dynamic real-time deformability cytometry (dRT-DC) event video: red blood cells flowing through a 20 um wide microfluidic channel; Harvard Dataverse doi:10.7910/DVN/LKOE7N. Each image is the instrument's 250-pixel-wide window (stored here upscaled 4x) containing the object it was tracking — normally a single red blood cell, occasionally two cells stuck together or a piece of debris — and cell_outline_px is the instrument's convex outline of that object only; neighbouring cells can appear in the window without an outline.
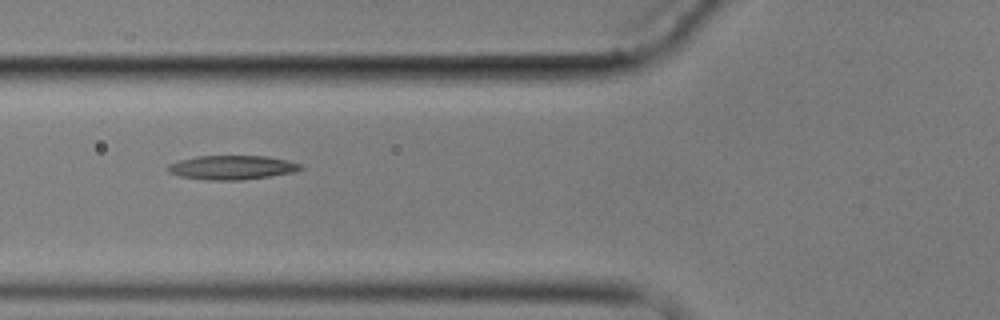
{"species": "common noctule bat (a hibernating species)", "species_latin": "Nyctalus noctula", "temperature_condition": "cold", "stored_images_in_passage": 14, "camera_frame_rate_fps": 3000, "um_per_image_px": 0.085, "animal": {"sex": "male", "body_mass_g": 17.9}, "frame": {"image": 1, "passage_image": 5, "time_ms": 5.667, "image_size_px": [1000, 320], "cell_outline_px": [[304, 168], [292, 172], [268, 176], [240, 180], [212, 180], [180, 176], [172, 172], [168, 168], [168, 164], [180, 160], [196, 156], [268, 156], [288, 160], [300, 164]], "centroid_in_image_um": [19.75, 14.22], "position_along_channel_um": 106.1, "area_um2": 18.32}}
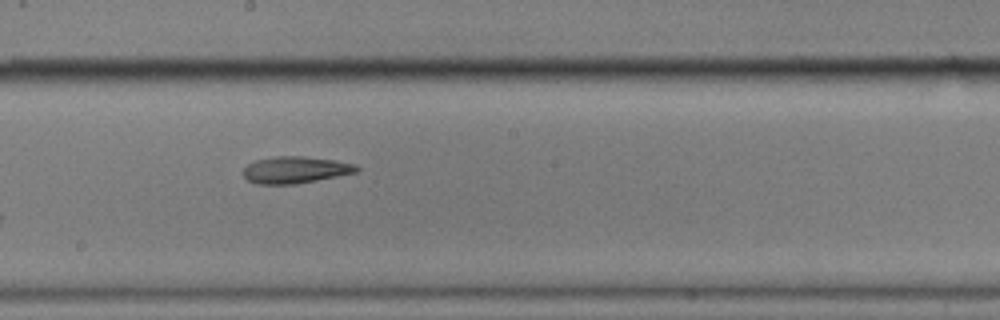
{"frame": {"image": 2, "passage_image": 8, "time_ms": 9.0, "image_size_px": [1000, 320], "cell_outline_px": [[360, 168], [356, 172], [296, 184], [256, 184], [248, 180], [244, 176], [244, 168], [248, 164], [256, 160], [276, 156], [304, 156], [336, 160], [356, 164]], "centroid_in_image_um": [25.11, 14.43], "position_along_channel_um": 223.1, "area_um2": 17.63}}
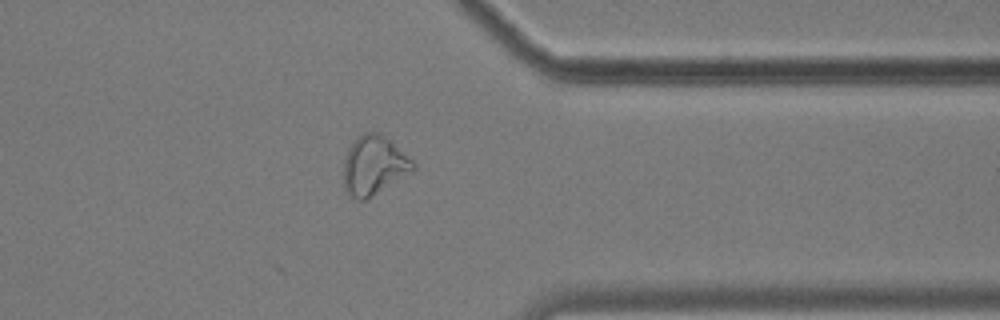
{"frame": {"image": 3, "passage_image": 12, "time_ms": 13.667, "image_size_px": [1000, 320], "cell_outline_px": [[416, 168], [412, 172], [368, 200], [356, 200], [344, 188], [344, 156], [352, 140], [364, 132], [376, 132], [384, 136], [412, 160], [416, 164]], "centroid_in_image_um": [31.77, 14.08], "position_along_channel_um": 379.6, "area_um2": 24.04}}